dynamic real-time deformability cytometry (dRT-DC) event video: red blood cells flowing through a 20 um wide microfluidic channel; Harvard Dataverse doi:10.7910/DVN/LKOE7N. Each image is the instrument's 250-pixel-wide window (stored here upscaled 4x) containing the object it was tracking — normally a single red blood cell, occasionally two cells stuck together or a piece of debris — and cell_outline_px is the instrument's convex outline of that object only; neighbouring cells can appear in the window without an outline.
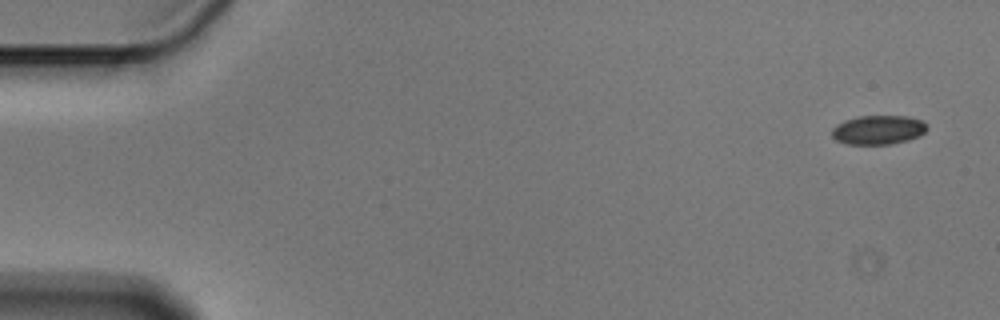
{"species": "Egyptian fruit bat (a non-hibernating species)", "species_latin": "Rousettus aegyptiacus", "temperature_condition": "cold", "stored_images_in_passage": 5, "camera_frame_rate_fps": 3000, "um_per_image_px": 0.085, "animal": {"sex": "male"}, "frame": {"image": 1, "passage_image": 1, "time_ms": 0.0, "image_size_px": [1000, 320], "cell_outline_px": [[928, 128], [920, 136], [908, 140], [892, 144], [844, 144], [836, 140], [832, 136], [832, 128], [836, 124], [844, 120], [860, 116], [908, 116], [920, 120], [928, 124]], "centroid_in_image_um": [74.65, 11.04], "position_along_channel_um": 10.3, "area_um2": 16.3}}
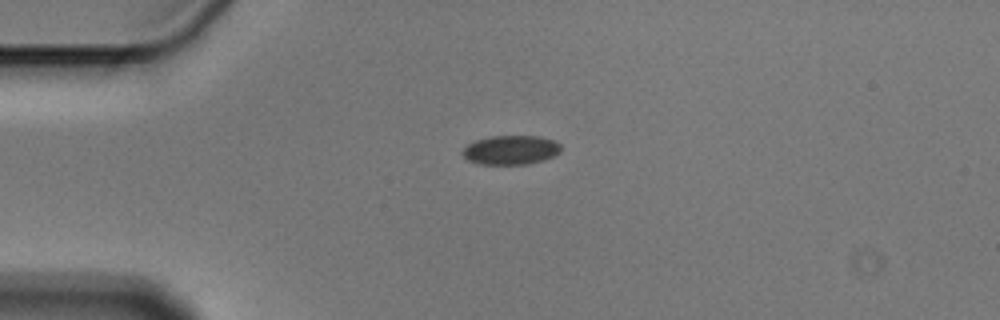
{"frame": {"image": 2, "passage_image": 4, "time_ms": 1.0, "image_size_px": [1000, 320], "cell_outline_px": [[560, 152], [544, 160], [528, 164], [480, 164], [468, 160], [460, 152], [468, 144], [476, 140], [488, 136], [540, 136], [556, 140], [560, 144]], "centroid_in_image_um": [43.42, 12.74], "position_along_channel_um": 41.6, "area_um2": 16.82}}